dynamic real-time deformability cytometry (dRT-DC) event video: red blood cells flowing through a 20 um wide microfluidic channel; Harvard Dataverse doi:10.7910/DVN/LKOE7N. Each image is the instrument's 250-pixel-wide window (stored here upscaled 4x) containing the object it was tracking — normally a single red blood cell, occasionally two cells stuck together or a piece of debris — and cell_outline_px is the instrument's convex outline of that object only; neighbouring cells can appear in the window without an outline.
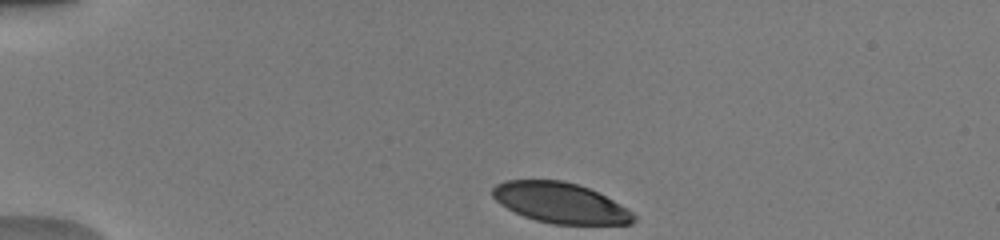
{"species": "human", "species_latin": "Homo sapiens", "temperature_condition": "warm", "stored_images_in_passage": 40, "camera_frame_rate_fps": 3000, "um_per_image_px": 0.085, "donor": {"sex": "male"}, "frame": {"image": 1, "passage_image": 1, "time_ms": 0.0, "image_size_px": [1000, 240], "cell_outline_px": [[636, 220], [632, 224], [552, 224], [536, 220], [524, 216], [500, 204], [492, 196], [492, 188], [496, 184], [504, 180], [564, 180], [588, 188], [620, 204], [632, 212], [636, 216]], "centroid_in_image_um": [47.62, 17.24], "position_along_channel_um": 37.4, "area_um2": 33.06}}
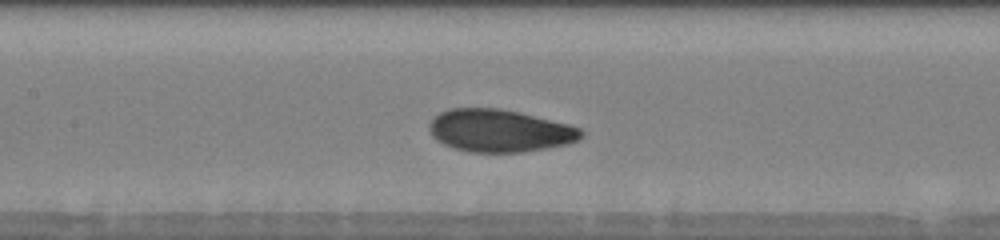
{"frame": {"image": 2, "passage_image": 15, "time_ms": 4.667, "image_size_px": [1000, 240], "cell_outline_px": [[584, 136], [580, 140], [568, 144], [548, 148], [524, 152], [468, 152], [444, 144], [436, 140], [432, 136], [428, 124], [440, 112], [448, 108], [500, 108], [520, 112], [568, 124], [580, 128], [584, 132]], "centroid_in_image_um": [42.5, 11.11], "position_along_channel_um": 164.9, "area_um2": 37.86}}
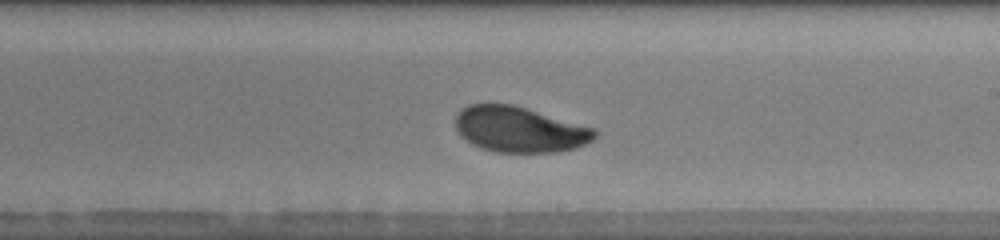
{"frame": {"image": 3, "passage_image": 21, "time_ms": 6.667, "image_size_px": [1000, 240], "cell_outline_px": [[596, 136], [592, 140], [576, 148], [556, 152], [496, 152], [480, 148], [472, 144], [460, 136], [456, 128], [456, 116], [468, 104], [512, 104], [596, 128]], "centroid_in_image_um": [44.16, 11.01], "position_along_channel_um": 244.8, "area_um2": 36.93}, "authors_computed_cell_mechanics": {"area_um2": 36.992, "velocity_mm_per_s": 4.0042, "shape_relaxation_time_tau1_ms": 2.5302, "shape_relaxation_time_tau2_ms": 2.8481, "deformation_change_tau1": 0.1399, "deformation_change_tau2": 0.0896}}